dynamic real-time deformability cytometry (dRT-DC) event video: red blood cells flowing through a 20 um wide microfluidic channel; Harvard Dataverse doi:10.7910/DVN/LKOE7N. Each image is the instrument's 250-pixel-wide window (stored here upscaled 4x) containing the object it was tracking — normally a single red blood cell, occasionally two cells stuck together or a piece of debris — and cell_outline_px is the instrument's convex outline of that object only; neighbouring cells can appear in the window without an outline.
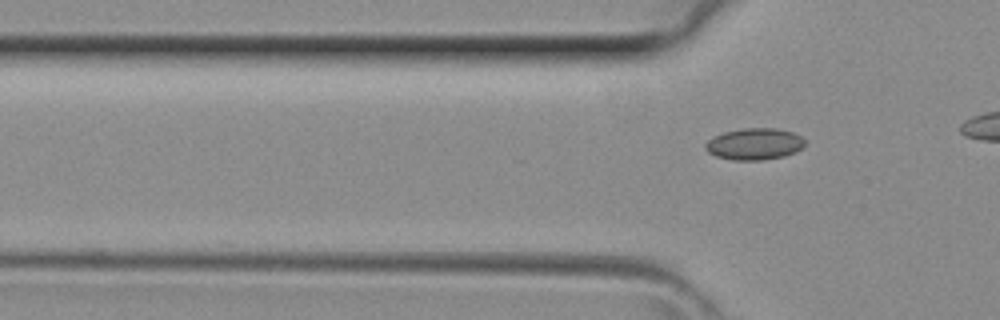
{"species": "common noctule bat (a hibernating species)", "species_latin": "Nyctalus noctula", "temperature_condition": "room temperature", "stored_images_in_passage": 2, "camera_frame_rate_fps": 3000, "um_per_image_px": 0.085, "animal": {"sex": "female", "body_mass_g": 29.2, "forearm_length_mm": 56.3}, "frame": {"image": 1, "passage_image": 2, "time_ms": 0.333, "image_size_px": [1000, 320], "cell_outline_px": [[804, 144], [796, 152], [784, 156], [764, 160], [732, 160], [716, 156], [708, 152], [704, 148], [704, 144], [712, 136], [724, 132], [744, 128], [776, 128], [792, 132], [800, 136], [804, 140]], "centroid_in_image_um": [64.09, 12.24], "position_along_channel_um": 61.7, "area_um2": 18.38}}